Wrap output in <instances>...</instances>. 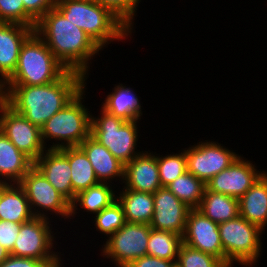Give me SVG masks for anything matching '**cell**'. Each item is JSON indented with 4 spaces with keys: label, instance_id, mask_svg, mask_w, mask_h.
<instances>
[{
    "label": "cell",
    "instance_id": "4dcf8cb0",
    "mask_svg": "<svg viewBox=\"0 0 267 267\" xmlns=\"http://www.w3.org/2000/svg\"><path fill=\"white\" fill-rule=\"evenodd\" d=\"M176 267H227L217 257L182 243L175 263Z\"/></svg>",
    "mask_w": 267,
    "mask_h": 267
},
{
    "label": "cell",
    "instance_id": "d6a6232c",
    "mask_svg": "<svg viewBox=\"0 0 267 267\" xmlns=\"http://www.w3.org/2000/svg\"><path fill=\"white\" fill-rule=\"evenodd\" d=\"M103 7L110 9L117 17H119L131 30L132 20L135 16L138 3L140 0H94Z\"/></svg>",
    "mask_w": 267,
    "mask_h": 267
},
{
    "label": "cell",
    "instance_id": "e575fe53",
    "mask_svg": "<svg viewBox=\"0 0 267 267\" xmlns=\"http://www.w3.org/2000/svg\"><path fill=\"white\" fill-rule=\"evenodd\" d=\"M0 23L24 25L23 0H0Z\"/></svg>",
    "mask_w": 267,
    "mask_h": 267
},
{
    "label": "cell",
    "instance_id": "7402d4cb",
    "mask_svg": "<svg viewBox=\"0 0 267 267\" xmlns=\"http://www.w3.org/2000/svg\"><path fill=\"white\" fill-rule=\"evenodd\" d=\"M34 217L26 193L19 184H0V220L22 224Z\"/></svg>",
    "mask_w": 267,
    "mask_h": 267
},
{
    "label": "cell",
    "instance_id": "5b68a950",
    "mask_svg": "<svg viewBox=\"0 0 267 267\" xmlns=\"http://www.w3.org/2000/svg\"><path fill=\"white\" fill-rule=\"evenodd\" d=\"M84 91V89L81 90L70 103L48 119L41 127V139L44 146L45 140L53 138L56 141H61V144L60 142L54 143L50 149L79 146L91 135L92 115L82 104Z\"/></svg>",
    "mask_w": 267,
    "mask_h": 267
},
{
    "label": "cell",
    "instance_id": "5bb4252c",
    "mask_svg": "<svg viewBox=\"0 0 267 267\" xmlns=\"http://www.w3.org/2000/svg\"><path fill=\"white\" fill-rule=\"evenodd\" d=\"M255 168L249 160H243V157L238 156L228 168L206 182V188L240 199L263 174Z\"/></svg>",
    "mask_w": 267,
    "mask_h": 267
},
{
    "label": "cell",
    "instance_id": "30bf717a",
    "mask_svg": "<svg viewBox=\"0 0 267 267\" xmlns=\"http://www.w3.org/2000/svg\"><path fill=\"white\" fill-rule=\"evenodd\" d=\"M19 185L24 189L35 217L46 218L45 212L41 213L36 209L37 207H41L44 211L46 209V212L53 211L62 217H71V203L48 182L35 166L26 173Z\"/></svg>",
    "mask_w": 267,
    "mask_h": 267
},
{
    "label": "cell",
    "instance_id": "3957f363",
    "mask_svg": "<svg viewBox=\"0 0 267 267\" xmlns=\"http://www.w3.org/2000/svg\"><path fill=\"white\" fill-rule=\"evenodd\" d=\"M55 8L101 49L114 39L123 40L131 33L119 17L94 0H57Z\"/></svg>",
    "mask_w": 267,
    "mask_h": 267
},
{
    "label": "cell",
    "instance_id": "e0dca14e",
    "mask_svg": "<svg viewBox=\"0 0 267 267\" xmlns=\"http://www.w3.org/2000/svg\"><path fill=\"white\" fill-rule=\"evenodd\" d=\"M34 166L72 204L76 194L72 190L71 167L65 154L60 149L48 148L34 162Z\"/></svg>",
    "mask_w": 267,
    "mask_h": 267
},
{
    "label": "cell",
    "instance_id": "f1b7e54d",
    "mask_svg": "<svg viewBox=\"0 0 267 267\" xmlns=\"http://www.w3.org/2000/svg\"><path fill=\"white\" fill-rule=\"evenodd\" d=\"M182 243V236L177 233L151 228L147 243V255L177 260Z\"/></svg>",
    "mask_w": 267,
    "mask_h": 267
},
{
    "label": "cell",
    "instance_id": "44dd1931",
    "mask_svg": "<svg viewBox=\"0 0 267 267\" xmlns=\"http://www.w3.org/2000/svg\"><path fill=\"white\" fill-rule=\"evenodd\" d=\"M239 215L262 230L267 225V173L263 174L239 199Z\"/></svg>",
    "mask_w": 267,
    "mask_h": 267
},
{
    "label": "cell",
    "instance_id": "8fae6325",
    "mask_svg": "<svg viewBox=\"0 0 267 267\" xmlns=\"http://www.w3.org/2000/svg\"><path fill=\"white\" fill-rule=\"evenodd\" d=\"M0 130L33 162L46 151L40 128L30 123L8 104L0 111Z\"/></svg>",
    "mask_w": 267,
    "mask_h": 267
},
{
    "label": "cell",
    "instance_id": "8d00e7d4",
    "mask_svg": "<svg viewBox=\"0 0 267 267\" xmlns=\"http://www.w3.org/2000/svg\"><path fill=\"white\" fill-rule=\"evenodd\" d=\"M60 262H42L34 258L17 257L10 255L0 267H61Z\"/></svg>",
    "mask_w": 267,
    "mask_h": 267
},
{
    "label": "cell",
    "instance_id": "d4e9b609",
    "mask_svg": "<svg viewBox=\"0 0 267 267\" xmlns=\"http://www.w3.org/2000/svg\"><path fill=\"white\" fill-rule=\"evenodd\" d=\"M122 85H115L114 92L107 95L102 108L125 121L139 120L142 112L138 96L131 88Z\"/></svg>",
    "mask_w": 267,
    "mask_h": 267
},
{
    "label": "cell",
    "instance_id": "74e56055",
    "mask_svg": "<svg viewBox=\"0 0 267 267\" xmlns=\"http://www.w3.org/2000/svg\"><path fill=\"white\" fill-rule=\"evenodd\" d=\"M176 260L161 259L145 255L132 261L127 267H176Z\"/></svg>",
    "mask_w": 267,
    "mask_h": 267
},
{
    "label": "cell",
    "instance_id": "1f68e13d",
    "mask_svg": "<svg viewBox=\"0 0 267 267\" xmlns=\"http://www.w3.org/2000/svg\"><path fill=\"white\" fill-rule=\"evenodd\" d=\"M94 221L98 231L105 233L107 237L113 235L126 223L122 205L118 200L114 201L97 213Z\"/></svg>",
    "mask_w": 267,
    "mask_h": 267
},
{
    "label": "cell",
    "instance_id": "ffe728a7",
    "mask_svg": "<svg viewBox=\"0 0 267 267\" xmlns=\"http://www.w3.org/2000/svg\"><path fill=\"white\" fill-rule=\"evenodd\" d=\"M34 162L20 151L0 130V184H19ZM7 181H6V180ZM9 179V180H8Z\"/></svg>",
    "mask_w": 267,
    "mask_h": 267
},
{
    "label": "cell",
    "instance_id": "f546056e",
    "mask_svg": "<svg viewBox=\"0 0 267 267\" xmlns=\"http://www.w3.org/2000/svg\"><path fill=\"white\" fill-rule=\"evenodd\" d=\"M158 171L162 187H166L177 177L187 171V157L185 150L179 154L157 156Z\"/></svg>",
    "mask_w": 267,
    "mask_h": 267
},
{
    "label": "cell",
    "instance_id": "9a60e30c",
    "mask_svg": "<svg viewBox=\"0 0 267 267\" xmlns=\"http://www.w3.org/2000/svg\"><path fill=\"white\" fill-rule=\"evenodd\" d=\"M154 212L150 227L183 236L189 208L166 187L153 193Z\"/></svg>",
    "mask_w": 267,
    "mask_h": 267
},
{
    "label": "cell",
    "instance_id": "ab89813d",
    "mask_svg": "<svg viewBox=\"0 0 267 267\" xmlns=\"http://www.w3.org/2000/svg\"><path fill=\"white\" fill-rule=\"evenodd\" d=\"M10 256V252L0 247V264Z\"/></svg>",
    "mask_w": 267,
    "mask_h": 267
},
{
    "label": "cell",
    "instance_id": "ba28073f",
    "mask_svg": "<svg viewBox=\"0 0 267 267\" xmlns=\"http://www.w3.org/2000/svg\"><path fill=\"white\" fill-rule=\"evenodd\" d=\"M150 224L126 222L106 239L103 257L111 258L118 267H127L132 261L147 255Z\"/></svg>",
    "mask_w": 267,
    "mask_h": 267
},
{
    "label": "cell",
    "instance_id": "52a82bcc",
    "mask_svg": "<svg viewBox=\"0 0 267 267\" xmlns=\"http://www.w3.org/2000/svg\"><path fill=\"white\" fill-rule=\"evenodd\" d=\"M262 229L248 222L240 215L219 224L220 239L226 256V266L232 263L252 265L261 252Z\"/></svg>",
    "mask_w": 267,
    "mask_h": 267
},
{
    "label": "cell",
    "instance_id": "cb8c5ba5",
    "mask_svg": "<svg viewBox=\"0 0 267 267\" xmlns=\"http://www.w3.org/2000/svg\"><path fill=\"white\" fill-rule=\"evenodd\" d=\"M197 210L213 222L221 224L239 216V199L213 192L205 187Z\"/></svg>",
    "mask_w": 267,
    "mask_h": 267
},
{
    "label": "cell",
    "instance_id": "2e32d148",
    "mask_svg": "<svg viewBox=\"0 0 267 267\" xmlns=\"http://www.w3.org/2000/svg\"><path fill=\"white\" fill-rule=\"evenodd\" d=\"M125 180V181H124ZM124 188L146 193H155L162 188L160 183L157 156L142 151L124 165Z\"/></svg>",
    "mask_w": 267,
    "mask_h": 267
},
{
    "label": "cell",
    "instance_id": "603a6c76",
    "mask_svg": "<svg viewBox=\"0 0 267 267\" xmlns=\"http://www.w3.org/2000/svg\"><path fill=\"white\" fill-rule=\"evenodd\" d=\"M122 191L119 194L120 197L117 196V200L123 207L125 221L150 224L154 212L153 193L126 188H123Z\"/></svg>",
    "mask_w": 267,
    "mask_h": 267
},
{
    "label": "cell",
    "instance_id": "8992f818",
    "mask_svg": "<svg viewBox=\"0 0 267 267\" xmlns=\"http://www.w3.org/2000/svg\"><path fill=\"white\" fill-rule=\"evenodd\" d=\"M100 118L91 117V136L124 165L141 152L135 151L137 120L125 121L102 108Z\"/></svg>",
    "mask_w": 267,
    "mask_h": 267
},
{
    "label": "cell",
    "instance_id": "4316f807",
    "mask_svg": "<svg viewBox=\"0 0 267 267\" xmlns=\"http://www.w3.org/2000/svg\"><path fill=\"white\" fill-rule=\"evenodd\" d=\"M108 184L110 183L99 182L88 189L80 191L71 204V216L73 217L77 213L75 211L78 209L76 208L78 205L87 210V212L97 214L116 201L117 197H115L114 191Z\"/></svg>",
    "mask_w": 267,
    "mask_h": 267
},
{
    "label": "cell",
    "instance_id": "836d02e7",
    "mask_svg": "<svg viewBox=\"0 0 267 267\" xmlns=\"http://www.w3.org/2000/svg\"><path fill=\"white\" fill-rule=\"evenodd\" d=\"M56 2L57 0H23L24 25L35 28L46 12L55 8Z\"/></svg>",
    "mask_w": 267,
    "mask_h": 267
},
{
    "label": "cell",
    "instance_id": "4fadbf2b",
    "mask_svg": "<svg viewBox=\"0 0 267 267\" xmlns=\"http://www.w3.org/2000/svg\"><path fill=\"white\" fill-rule=\"evenodd\" d=\"M182 239L183 243L188 246L211 254L226 265L219 224L213 222L199 210L191 209L189 211Z\"/></svg>",
    "mask_w": 267,
    "mask_h": 267
},
{
    "label": "cell",
    "instance_id": "d590c367",
    "mask_svg": "<svg viewBox=\"0 0 267 267\" xmlns=\"http://www.w3.org/2000/svg\"><path fill=\"white\" fill-rule=\"evenodd\" d=\"M21 227V223L0 220V247L11 252Z\"/></svg>",
    "mask_w": 267,
    "mask_h": 267
},
{
    "label": "cell",
    "instance_id": "f35d334b",
    "mask_svg": "<svg viewBox=\"0 0 267 267\" xmlns=\"http://www.w3.org/2000/svg\"><path fill=\"white\" fill-rule=\"evenodd\" d=\"M2 78V79H1ZM8 104V89L6 80L0 77V111Z\"/></svg>",
    "mask_w": 267,
    "mask_h": 267
},
{
    "label": "cell",
    "instance_id": "484cf974",
    "mask_svg": "<svg viewBox=\"0 0 267 267\" xmlns=\"http://www.w3.org/2000/svg\"><path fill=\"white\" fill-rule=\"evenodd\" d=\"M69 159L71 167L72 190L77 195L80 191L99 183L91 162L79 146L60 149Z\"/></svg>",
    "mask_w": 267,
    "mask_h": 267
},
{
    "label": "cell",
    "instance_id": "ac0fdd59",
    "mask_svg": "<svg viewBox=\"0 0 267 267\" xmlns=\"http://www.w3.org/2000/svg\"><path fill=\"white\" fill-rule=\"evenodd\" d=\"M35 28L0 23V76L7 80L15 71L22 44Z\"/></svg>",
    "mask_w": 267,
    "mask_h": 267
},
{
    "label": "cell",
    "instance_id": "7c38bea8",
    "mask_svg": "<svg viewBox=\"0 0 267 267\" xmlns=\"http://www.w3.org/2000/svg\"><path fill=\"white\" fill-rule=\"evenodd\" d=\"M187 171L204 183L228 168L238 154L216 142H199L185 150Z\"/></svg>",
    "mask_w": 267,
    "mask_h": 267
},
{
    "label": "cell",
    "instance_id": "6da1fadb",
    "mask_svg": "<svg viewBox=\"0 0 267 267\" xmlns=\"http://www.w3.org/2000/svg\"><path fill=\"white\" fill-rule=\"evenodd\" d=\"M86 77L67 70L57 81L39 86L8 85V105L40 129L83 89Z\"/></svg>",
    "mask_w": 267,
    "mask_h": 267
},
{
    "label": "cell",
    "instance_id": "d6986e66",
    "mask_svg": "<svg viewBox=\"0 0 267 267\" xmlns=\"http://www.w3.org/2000/svg\"><path fill=\"white\" fill-rule=\"evenodd\" d=\"M79 147L85 152L91 162L99 182L108 183L111 182L110 178L115 179V177L122 178L121 180L124 179V164L91 135Z\"/></svg>",
    "mask_w": 267,
    "mask_h": 267
},
{
    "label": "cell",
    "instance_id": "7a4b0ae2",
    "mask_svg": "<svg viewBox=\"0 0 267 267\" xmlns=\"http://www.w3.org/2000/svg\"><path fill=\"white\" fill-rule=\"evenodd\" d=\"M34 31L67 70L81 73L85 77L88 75V61L102 50L90 36L56 8L46 12L36 23Z\"/></svg>",
    "mask_w": 267,
    "mask_h": 267
},
{
    "label": "cell",
    "instance_id": "83f0119b",
    "mask_svg": "<svg viewBox=\"0 0 267 267\" xmlns=\"http://www.w3.org/2000/svg\"><path fill=\"white\" fill-rule=\"evenodd\" d=\"M206 184L186 171L166 186L178 199L191 209H197L202 201Z\"/></svg>",
    "mask_w": 267,
    "mask_h": 267
},
{
    "label": "cell",
    "instance_id": "9c48e42d",
    "mask_svg": "<svg viewBox=\"0 0 267 267\" xmlns=\"http://www.w3.org/2000/svg\"><path fill=\"white\" fill-rule=\"evenodd\" d=\"M48 220V217H34L22 223L10 255L34 258L42 262H60L61 257L57 252L51 251L54 237L51 235L52 229Z\"/></svg>",
    "mask_w": 267,
    "mask_h": 267
},
{
    "label": "cell",
    "instance_id": "277c9868",
    "mask_svg": "<svg viewBox=\"0 0 267 267\" xmlns=\"http://www.w3.org/2000/svg\"><path fill=\"white\" fill-rule=\"evenodd\" d=\"M67 69L35 31L22 44L17 67L7 85L39 86L57 81Z\"/></svg>",
    "mask_w": 267,
    "mask_h": 267
}]
</instances>
